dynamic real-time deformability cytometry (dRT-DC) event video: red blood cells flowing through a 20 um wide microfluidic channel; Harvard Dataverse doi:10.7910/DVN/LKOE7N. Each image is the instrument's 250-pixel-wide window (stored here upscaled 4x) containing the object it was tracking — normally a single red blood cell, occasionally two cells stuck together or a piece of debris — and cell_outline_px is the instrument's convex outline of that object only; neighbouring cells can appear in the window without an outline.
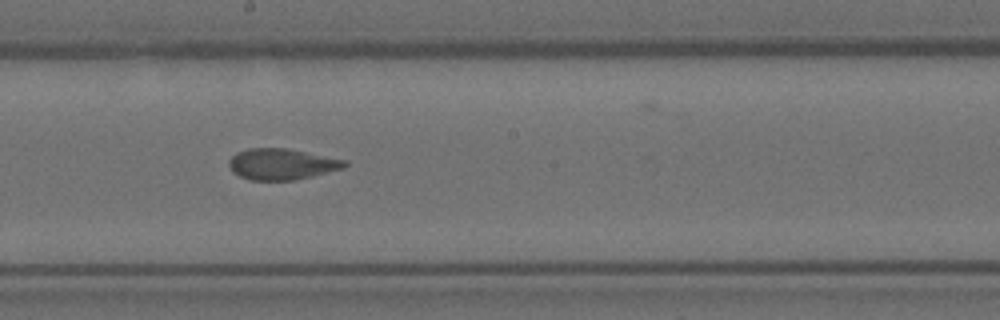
{"species": "Egyptian fruit bat (a non-hibernating species)", "species_latin": "Rousettus aegyptiacus", "temperature_condition": "room temperature", "stored_images_in_passage": 8, "camera_frame_rate_fps": 3000, "um_per_image_px": 0.085, "animal": {"sex": "female"}, "frame": {"image": 1, "passage_image": 8, "time_ms": 2.333, "image_size_px": [1000, 320], "cell_outline_px": [[348, 164], [344, 168], [312, 176], [292, 180], [252, 180], [240, 176], [232, 172], [228, 164], [228, 160], [236, 152], [248, 148], [288, 148], [348, 160]], "centroid_in_image_um": [23.95, 13.94], "position_along_channel_um": 224.2, "area_um2": 21.1}}